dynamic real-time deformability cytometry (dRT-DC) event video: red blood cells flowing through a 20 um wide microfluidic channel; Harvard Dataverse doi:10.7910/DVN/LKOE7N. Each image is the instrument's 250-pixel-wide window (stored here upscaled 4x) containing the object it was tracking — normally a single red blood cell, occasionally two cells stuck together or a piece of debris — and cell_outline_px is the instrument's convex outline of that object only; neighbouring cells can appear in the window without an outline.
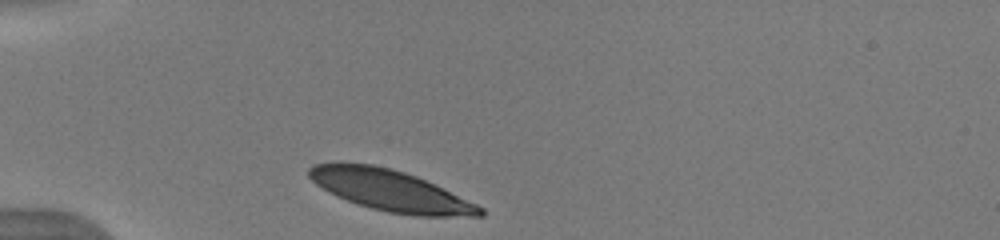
{"species": "human", "species_latin": "Homo sapiens", "temperature_condition": "warm", "stored_images_in_passage": 32, "camera_frame_rate_fps": 3000, "um_per_image_px": 0.085, "donor": {"sex": "male"}, "frame": {"image": 1, "passage_image": 1, "time_ms": 0.0, "image_size_px": [1000, 240], "cell_outline_px": [[484, 216], [412, 216], [388, 212], [372, 208], [336, 196], [328, 192], [316, 184], [308, 176], [308, 168], [312, 164], [340, 160], [372, 164], [404, 172], [416, 176], [476, 204], [484, 208]], "centroid_in_image_um": [33.1, 16.16], "position_along_channel_um": 51.9, "area_um2": 40.98}}
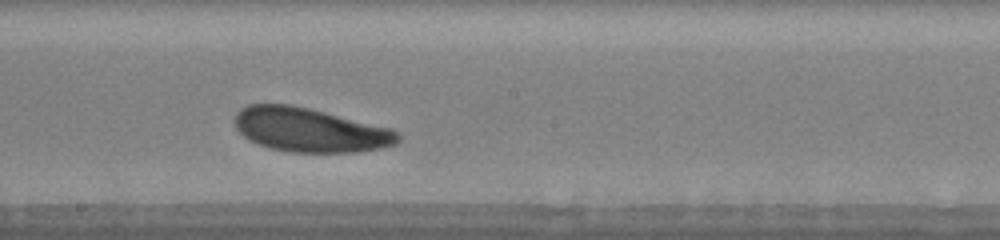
{"frame": {"image": 2, "passage_image": 16, "time_ms": 5.0, "image_size_px": [1000, 240], "cell_outline_px": [[400, 140], [396, 144], [380, 148], [356, 152], [288, 152], [268, 148], [248, 140], [236, 128], [236, 112], [240, 108], [248, 104], [288, 104], [308, 108], [392, 128], [400, 136]], "centroid_in_image_um": [26.33, 11.05], "position_along_channel_um": 221.9, "area_um2": 41.85}}
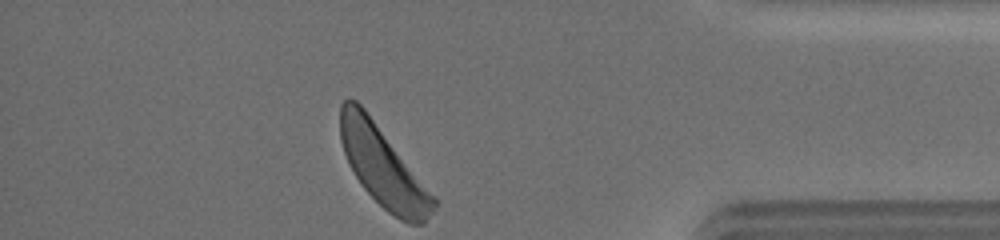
{"frame": {"image": 3, "passage_image": 32, "time_ms": 10.333, "image_size_px": [1000, 240], "cell_outline_px": [[440, 200], [424, 224], [412, 224], [400, 220], [388, 212], [364, 188], [356, 176], [344, 152], [340, 140], [340, 104], [348, 96], [356, 100], [364, 108]], "centroid_in_image_um": [32.6, 14.17], "position_along_channel_um": 402.6, "area_um2": 43.52}, "authors_computed_cell_mechanics": {"area_um2": 42.194, "velocity_mm_per_s": 3.8757, "shape_relaxation_time_tau1_ms": 2.3671, "shape_relaxation_time_tau2_ms": null, "deformation_change_tau1": 0.1096, "deformation_change_tau2": null}}